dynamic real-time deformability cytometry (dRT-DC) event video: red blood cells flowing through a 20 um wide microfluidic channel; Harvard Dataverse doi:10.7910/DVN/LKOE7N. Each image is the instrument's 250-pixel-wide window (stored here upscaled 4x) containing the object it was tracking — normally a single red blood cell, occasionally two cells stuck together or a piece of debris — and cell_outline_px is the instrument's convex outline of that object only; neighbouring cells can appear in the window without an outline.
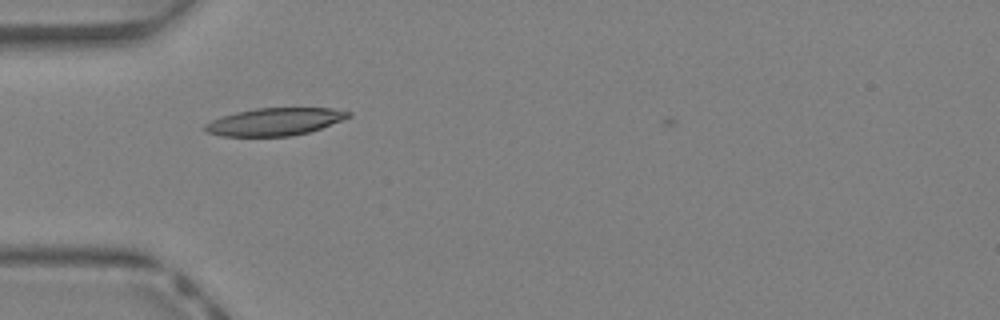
{"species": "Egyptian fruit bat (a non-hibernating species)", "species_latin": "Rousettus aegyptiacus", "temperature_condition": "warm", "stored_images_in_passage": 29, "camera_frame_rate_fps": 3000, "um_per_image_px": 0.085, "animal": {"sex": "female"}, "frame": {"image": 1, "passage_image": 1, "time_ms": 0.0, "image_size_px": [1000, 320], "cell_outline_px": [[352, 116], [320, 128], [308, 132], [288, 136], [220, 136], [208, 132], [204, 128], [204, 124], [220, 116], [236, 112], [256, 108], [332, 108], [352, 112]], "centroid_in_image_um": [23.34, 10.34], "position_along_channel_um": 61.7, "area_um2": 22.89}}
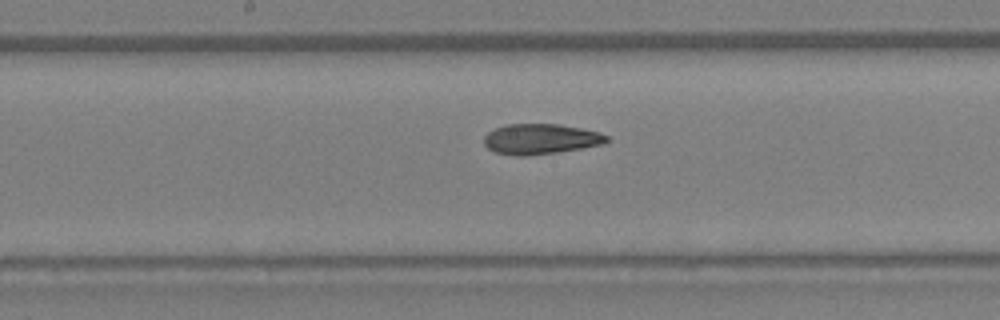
{"frame": {"image": 2, "passage_image": 10, "time_ms": 3.0, "image_size_px": [1000, 320], "cell_outline_px": [[608, 140], [604, 144], [556, 152], [528, 156], [516, 156], [492, 152], [484, 144], [484, 136], [488, 132], [504, 124], [556, 124], [580, 128], [600, 132], [608, 136]], "centroid_in_image_um": [45.91, 11.82], "position_along_channel_um": 202.3, "area_um2": 21.73}}
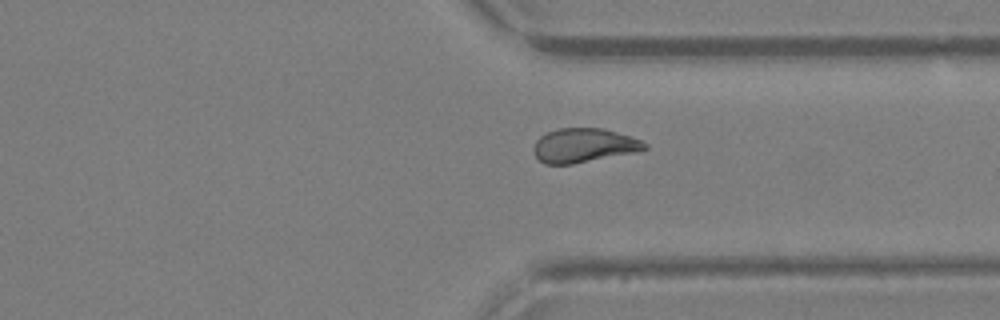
{"frame": {"image": 3, "passage_image": 20, "time_ms": 6.333, "image_size_px": [1000, 320], "cell_outline_px": [[648, 148], [636, 152], [572, 164], [544, 164], [532, 152], [532, 148], [536, 140], [540, 136], [548, 132], [560, 128], [604, 128], [640, 140], [648, 144]], "centroid_in_image_um": [49.6, 12.36], "position_along_channel_um": 361.8, "area_um2": 22.02}}